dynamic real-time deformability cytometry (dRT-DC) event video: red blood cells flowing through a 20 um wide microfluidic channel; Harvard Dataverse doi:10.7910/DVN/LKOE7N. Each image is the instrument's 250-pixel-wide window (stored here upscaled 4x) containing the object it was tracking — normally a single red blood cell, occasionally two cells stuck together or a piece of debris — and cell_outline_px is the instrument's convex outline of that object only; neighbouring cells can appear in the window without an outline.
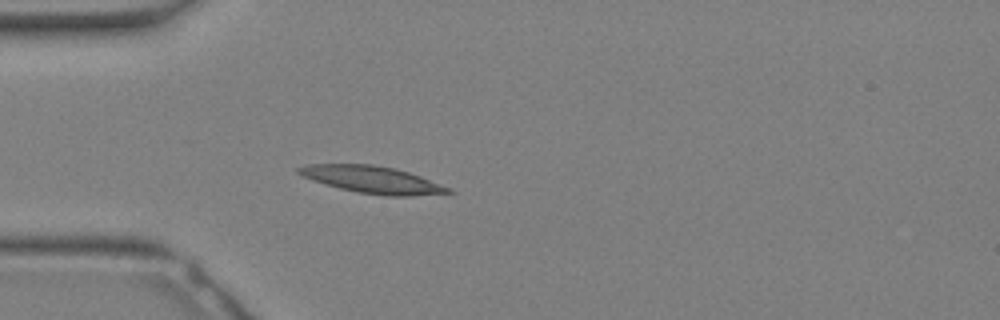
{"species": "Egyptian fruit bat (a non-hibernating species)", "species_latin": "Rousettus aegyptiacus", "temperature_condition": "warm", "stored_images_in_passage": 25, "camera_frame_rate_fps": 3000, "um_per_image_px": 0.085, "animal": {"sex": "female"}, "frame": {"image": 1, "passage_image": 4, "time_ms": 1.0, "image_size_px": [1000, 320], "cell_outline_px": [[456, 192], [412, 196], [384, 196], [356, 192], [340, 188], [312, 180], [296, 172], [296, 168], [308, 164], [372, 164], [392, 168], [408, 172], [420, 176], [452, 188]], "centroid_in_image_um": [31.67, 15.28], "position_along_channel_um": 53.3, "area_um2": 23.58}}
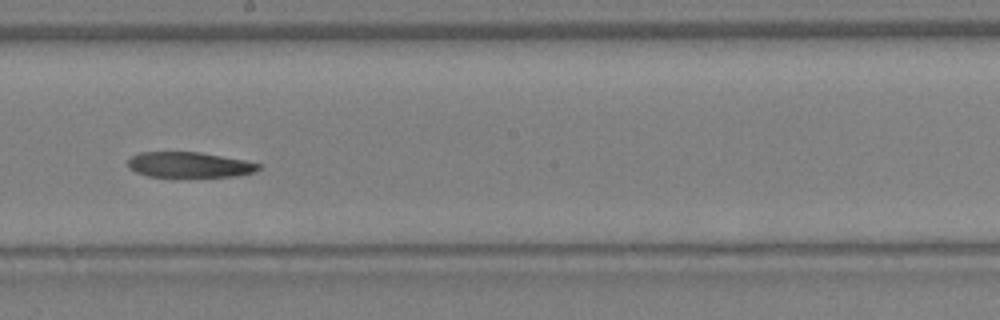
{"frame": {"image": 2, "passage_image": 13, "time_ms": 4.0, "image_size_px": [1000, 320], "cell_outline_px": [[260, 168], [256, 172], [236, 176], [148, 176], [136, 172], [128, 168], [128, 160], [132, 156], [140, 152], [200, 152], [244, 160], [260, 164]], "centroid_in_image_um": [16.09, 14.0], "position_along_channel_um": 232.1, "area_um2": 19.19}}
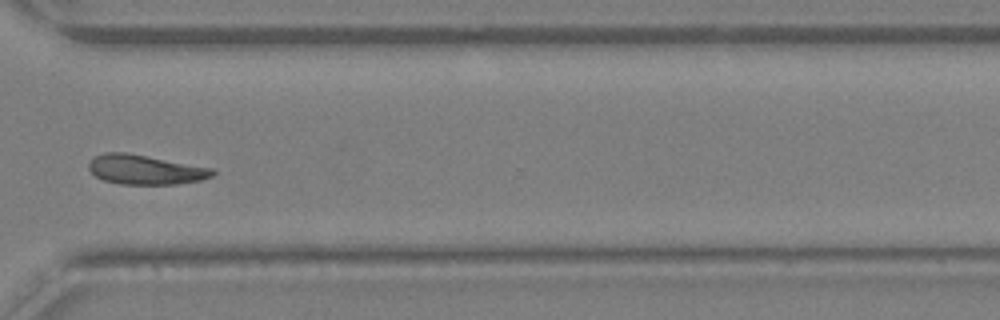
{"frame": {"image": 3, "passage_image": 19, "time_ms": 6.0, "image_size_px": [1000, 320], "cell_outline_px": [[216, 172], [212, 176], [200, 180], [176, 184], [120, 184], [104, 180], [96, 176], [88, 168], [88, 160], [104, 152], [128, 152], [212, 168]], "centroid_in_image_um": [12.32, 14.41], "position_along_channel_um": 358.3, "area_um2": 21.33}}